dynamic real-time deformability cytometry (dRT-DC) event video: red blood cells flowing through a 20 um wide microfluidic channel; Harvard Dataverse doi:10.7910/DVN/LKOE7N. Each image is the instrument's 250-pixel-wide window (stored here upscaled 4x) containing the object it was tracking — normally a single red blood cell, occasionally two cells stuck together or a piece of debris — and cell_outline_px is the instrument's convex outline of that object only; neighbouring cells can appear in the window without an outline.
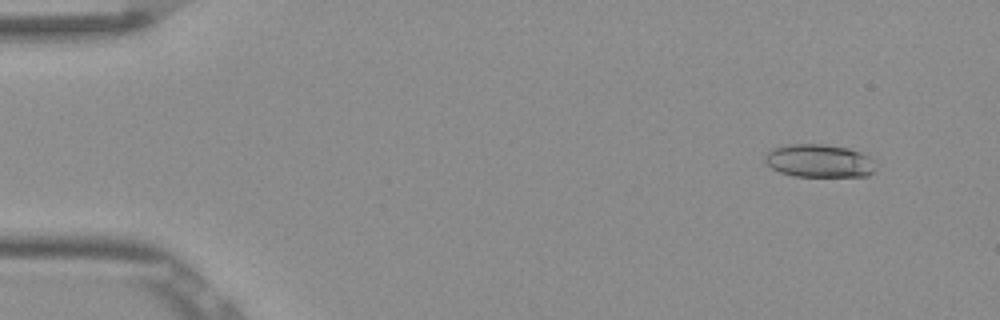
{"species": "Egyptian fruit bat (a non-hibernating species)", "species_latin": "Rousettus aegyptiacus", "temperature_condition": "room temperature", "stored_images_in_passage": 53, "camera_frame_rate_fps": 3000, "um_per_image_px": 0.085, "frame": {"image": 1, "passage_image": 5, "time_ms": 1.333, "image_size_px": [1000, 320], "cell_outline_px": [[876, 168], [868, 176], [796, 176], [780, 172], [764, 164], [764, 156], [772, 148], [788, 144], [824, 144], [848, 148], [860, 152], [868, 156], [872, 160]], "centroid_in_image_um": [69.59, 13.67], "position_along_channel_um": 15.4, "area_um2": 21.39}}
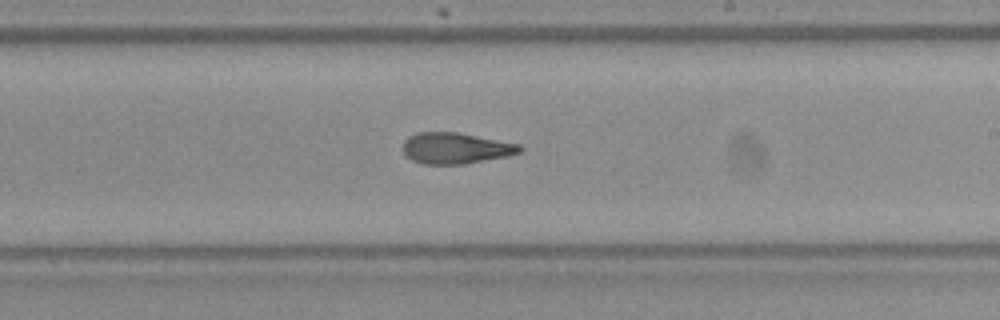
{"frame": {"image": 2, "passage_image": 32, "time_ms": 10.333, "image_size_px": [1000, 320], "cell_outline_px": [[524, 148], [520, 152], [508, 156], [464, 164], [424, 164], [412, 160], [404, 152], [404, 140], [408, 136], [416, 132], [456, 132], [520, 144]], "centroid_in_image_um": [38.74, 12.59], "position_along_channel_um": 250.3, "area_um2": 21.1}}
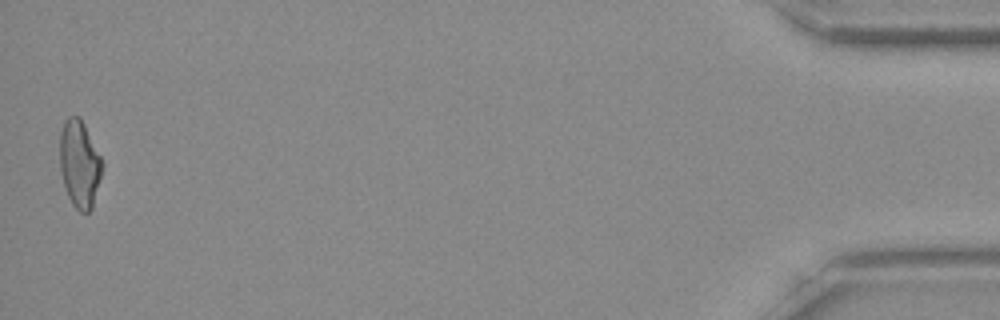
{"frame": {"image": 3, "passage_image": 53, "time_ms": 17.333, "image_size_px": [1000, 320], "cell_outline_px": [[104, 164], [92, 208], [88, 212], [80, 212], [72, 204], [68, 196], [60, 172], [60, 132], [64, 120], [68, 116], [80, 116]], "centroid_in_image_um": [6.75, 13.92], "position_along_channel_um": 428.5, "area_um2": 21.5}, "authors_computed_cell_mechanics": {"area_um2": 21.386, "velocity_mm_per_s": 3.8522, "shape_relaxation_time_tau1_ms": null, "shape_relaxation_time_tau2_ms": 3.8731, "deformation_change_tau1": null, "deformation_change_tau2": 0.1214}}